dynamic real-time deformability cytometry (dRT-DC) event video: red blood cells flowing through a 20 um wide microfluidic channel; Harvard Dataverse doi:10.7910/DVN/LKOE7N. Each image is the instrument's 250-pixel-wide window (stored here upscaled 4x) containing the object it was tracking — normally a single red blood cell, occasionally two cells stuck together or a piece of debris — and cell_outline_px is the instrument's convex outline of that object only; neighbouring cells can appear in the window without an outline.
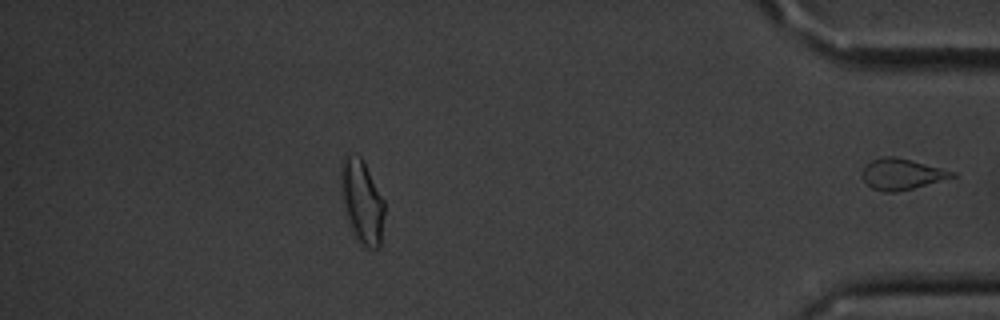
{"species": "common noctule bat (a hibernating species)", "species_latin": "Nyctalus noctula", "temperature_condition": "cold", "stored_images_in_passage": 48, "segment_of_instrument_passage": [2, 2], "camera_frame_rate_fps": 3000, "um_per_image_px": 0.085, "animal": {"sex": "male", "body_mass_g": 20.1, "forearm_length_mm": 53.5}, "frame": {"image": 1, "passage_image": 48, "time_ms": 15.667, "image_size_px": [1000, 320], "cell_outline_px": [[956, 176], [912, 188], [896, 192], [884, 192], [872, 188], [864, 180], [864, 168], [872, 160], [884, 156], [896, 156], [956, 172]], "centroid_in_image_um": [76.66, 14.79], "position_along_channel_um": 358.5, "area_um2": 15.78}}